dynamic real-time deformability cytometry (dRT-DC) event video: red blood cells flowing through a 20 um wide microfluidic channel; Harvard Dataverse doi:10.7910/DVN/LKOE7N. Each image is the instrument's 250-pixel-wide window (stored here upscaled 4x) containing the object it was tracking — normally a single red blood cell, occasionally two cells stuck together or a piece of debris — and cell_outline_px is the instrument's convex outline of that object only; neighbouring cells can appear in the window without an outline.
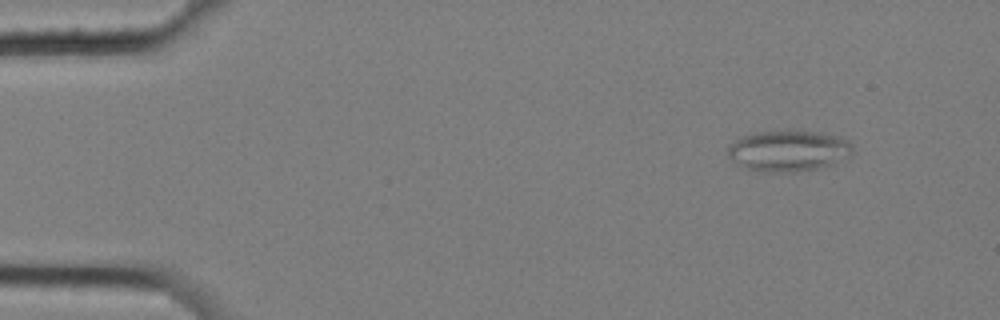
{"species": "common noctule bat (a hibernating species)", "species_latin": "Nyctalus noctula", "temperature_condition": "cold", "stored_images_in_passage": 6, "camera_frame_rate_fps": 3000, "um_per_image_px": 0.085, "animal": {"sex": "female", "body_mass_g": 25.1}, "frame": {"image": 1, "passage_image": 2, "time_ms": 0.333, "image_size_px": [1000, 320], "cell_outline_px": [[852, 152], [848, 156], [832, 164], [816, 168], [792, 172], [760, 172], [736, 164], [728, 156], [728, 148], [740, 136], [756, 132], [788, 128], [820, 132], [836, 136], [848, 140], [852, 144]], "centroid_in_image_um": [66.99, 12.78], "position_along_channel_um": 18.0, "area_um2": 30.29}}